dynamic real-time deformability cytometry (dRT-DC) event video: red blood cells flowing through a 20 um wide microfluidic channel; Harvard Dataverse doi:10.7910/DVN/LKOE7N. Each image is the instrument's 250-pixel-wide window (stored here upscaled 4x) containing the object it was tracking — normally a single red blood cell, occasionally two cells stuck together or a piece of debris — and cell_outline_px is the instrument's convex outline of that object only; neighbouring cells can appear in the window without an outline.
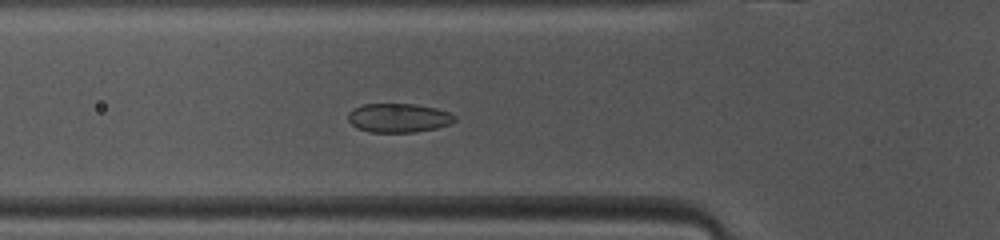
{"species": "common noctule bat (a hibernating species)", "species_latin": "Nyctalus noctula", "temperature_condition": "warm", "stored_images_in_passage": 38, "camera_frame_rate_fps": 3000, "um_per_image_px": 0.085, "animal": {"sex": "female", "body_mass_g": 10.0, "forearm_length_mm": 53.1}, "frame": {"image": 1, "passage_image": 6, "time_ms": 1.667, "image_size_px": [1000, 240], "cell_outline_px": [[456, 120], [452, 124], [436, 128], [416, 132], [368, 132], [356, 128], [348, 120], [348, 112], [352, 108], [364, 104], [412, 104], [436, 108], [448, 112], [456, 116]], "centroid_in_image_um": [33.87, 10.02], "position_along_channel_um": 91.9, "area_um2": 18.15}}
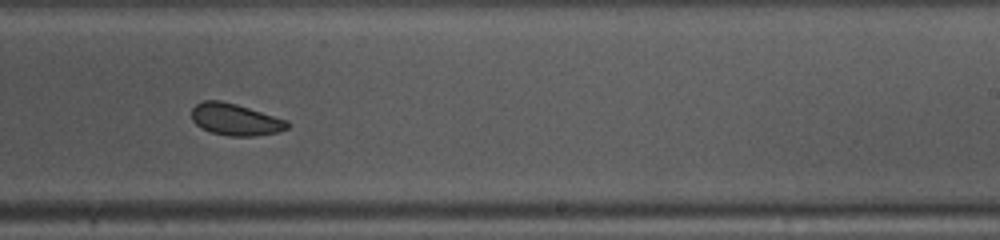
{"frame": {"image": 2, "passage_image": 19, "time_ms": 6.0, "image_size_px": [1000, 240], "cell_outline_px": [[288, 128], [276, 132], [252, 136], [228, 136], [212, 132], [196, 124], [192, 120], [192, 108], [196, 104], [204, 100], [220, 100], [236, 104], [288, 120]], "centroid_in_image_um": [19.99, 10.15], "position_along_channel_um": 269.0, "area_um2": 17.51}}
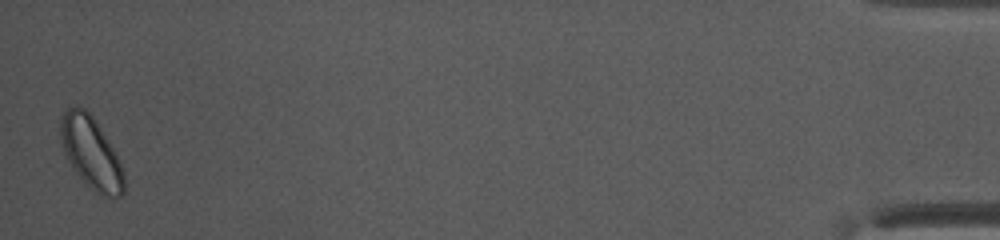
{"frame": {"image": 3, "passage_image": 38, "time_ms": 12.333, "image_size_px": [1000, 240], "cell_outline_px": [[124, 196], [100, 196], [76, 172], [68, 160], [60, 144], [60, 116], [68, 108], [76, 104], [84, 108], [92, 116], [116, 152], [124, 172]], "centroid_in_image_um": [7.73, 12.96], "position_along_channel_um": 427.5, "area_um2": 26.47}, "authors_computed_cell_mechanics": {"area_um2": 18.496, "velocity_mm_per_s": 4.0805, "shape_relaxation_time_tau1_ms": 2.8822, "shape_relaxation_time_tau2_ms": null, "deformation_change_tau1": 0.0601, "deformation_change_tau2": null}}